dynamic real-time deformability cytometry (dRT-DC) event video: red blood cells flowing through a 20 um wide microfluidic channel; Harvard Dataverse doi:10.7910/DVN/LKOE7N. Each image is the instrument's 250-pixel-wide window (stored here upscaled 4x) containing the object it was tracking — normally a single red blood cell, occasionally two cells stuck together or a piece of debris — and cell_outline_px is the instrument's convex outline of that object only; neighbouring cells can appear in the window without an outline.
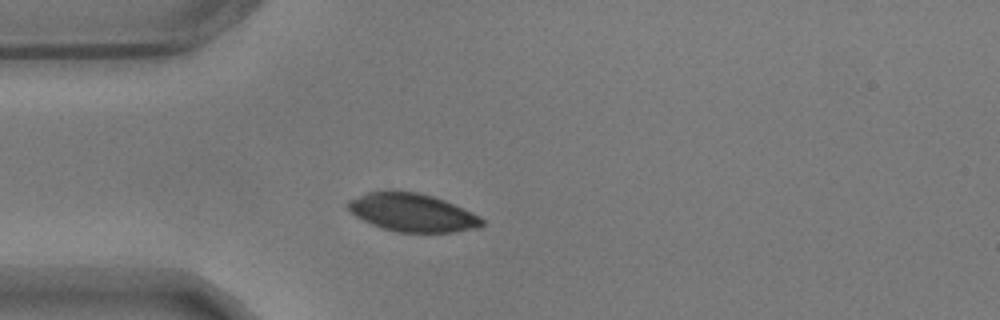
{"species": "common noctule bat (a hibernating species)", "species_latin": "Nyctalus noctula", "temperature_condition": "warm", "stored_images_in_passage": 44, "camera_frame_rate_fps": 3000, "um_per_image_px": 0.085, "animal": {"sex": "male", "body_mass_g": 17.9}, "frame": {"image": 1, "passage_image": 1, "time_ms": 0.0, "image_size_px": [1000, 320], "cell_outline_px": [[480, 220], [476, 224], [452, 228], [400, 228], [384, 224], [360, 212], [356, 208], [360, 204], [392, 196], [416, 196], [432, 200], [444, 204], [464, 212]], "centroid_in_image_um": [35.32, 18.12], "position_along_channel_um": 49.7, "area_um2": 19.65}}
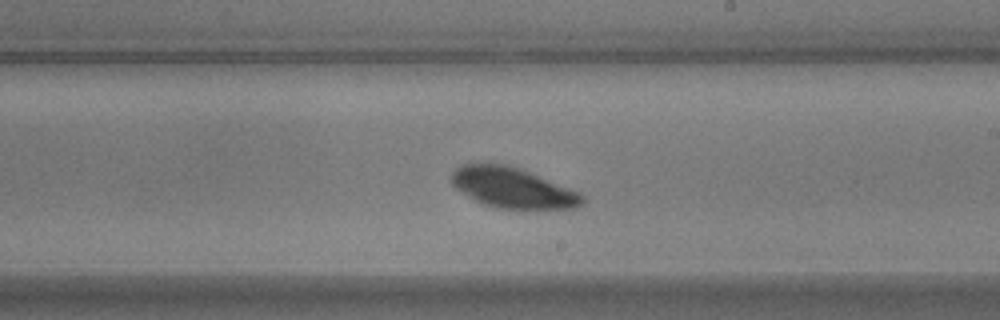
{"frame": {"image": 2, "passage_image": 19, "time_ms": 6.0, "image_size_px": [1000, 320], "cell_outline_px": [[572, 200], [504, 200], [488, 196], [464, 180], [460, 176], [464, 172], [504, 172], [532, 180], [568, 196]], "centroid_in_image_um": [43.44, 15.89], "position_along_channel_um": 245.6, "area_um2": 13.93}}
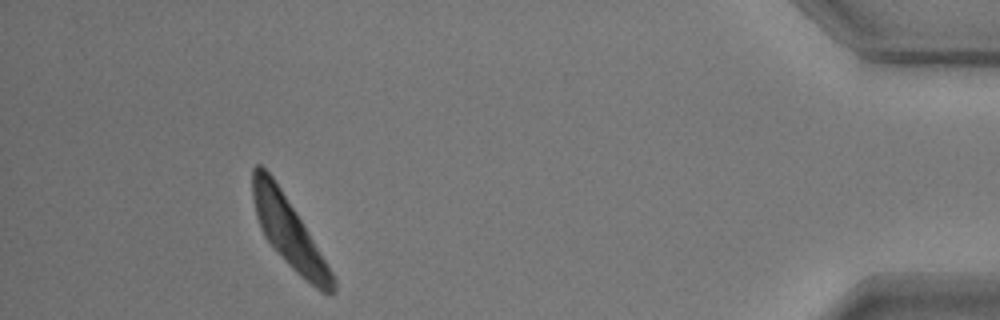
{"frame": {"image": 3, "passage_image": 39, "time_ms": 12.667, "image_size_px": [1000, 320], "cell_outline_px": [[328, 288], [308, 276], [280, 248], [264, 228], [260, 216], [256, 200], [256, 168], [260, 168], [272, 180], [296, 216], [328, 272]], "centroid_in_image_um": [24.43, 19.47], "position_along_channel_um": 410.8, "area_um2": 23.0}}